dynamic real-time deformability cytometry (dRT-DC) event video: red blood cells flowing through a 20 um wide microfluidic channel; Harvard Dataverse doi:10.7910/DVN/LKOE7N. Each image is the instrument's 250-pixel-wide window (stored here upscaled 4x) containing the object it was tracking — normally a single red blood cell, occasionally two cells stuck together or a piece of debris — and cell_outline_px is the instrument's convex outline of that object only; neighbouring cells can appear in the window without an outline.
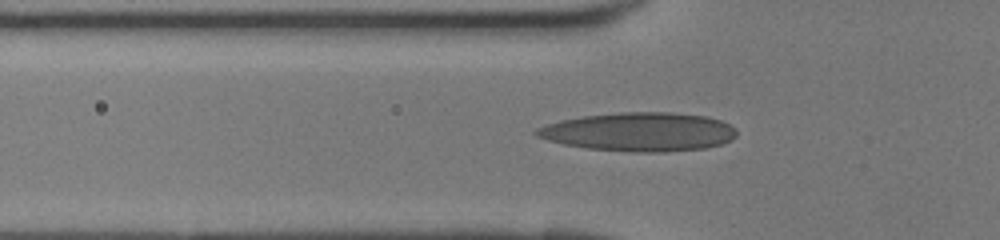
{"species": "human", "species_latin": "Homo sapiens", "temperature_condition": "room temperature", "stored_images_in_passage": 30, "camera_frame_rate_fps": 3000, "um_per_image_px": 0.085, "donor": {"sex": "female"}, "frame": {"image": 1, "passage_image": 6, "time_ms": 1.667, "image_size_px": [1000, 240], "cell_outline_px": [[736, 136], [732, 140], [720, 144], [704, 148], [664, 152], [640, 152], [588, 148], [564, 144], [548, 140], [536, 136], [532, 132], [536, 128], [560, 120], [584, 116], [620, 112], [672, 112], [708, 116], [720, 120], [736, 128]], "centroid_in_image_um": [54.35, 11.2], "position_along_channel_um": 71.5, "area_um2": 45.14}}
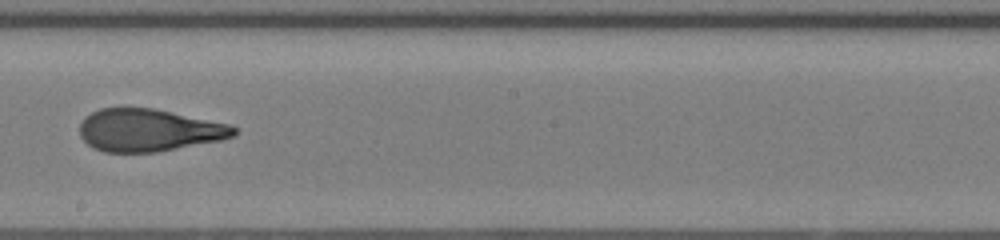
{"frame": {"image": 2, "passage_image": 16, "time_ms": 5.0, "image_size_px": [1000, 240], "cell_outline_px": [[236, 136], [220, 140], [156, 152], [104, 152], [92, 148], [80, 136], [80, 124], [92, 112], [100, 108], [152, 108], [228, 124], [236, 128]], "centroid_in_image_um": [12.63, 11.08], "position_along_channel_um": 235.6, "area_um2": 37.74}}
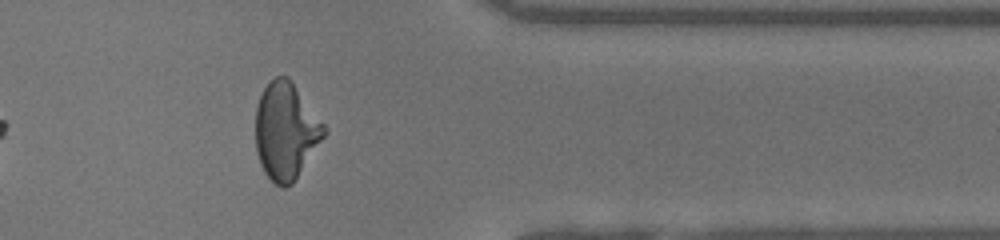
{"frame": {"image": 3, "passage_image": 26, "time_ms": 8.333, "image_size_px": [1000, 240], "cell_outline_px": [[328, 132], [292, 184], [284, 188], [276, 184], [264, 172], [260, 164], [256, 152], [256, 108], [260, 96], [264, 88], [276, 76], [288, 76], [328, 128]], "centroid_in_image_um": [24.31, 11.14], "position_along_channel_um": 387.1, "area_um2": 38.67}}